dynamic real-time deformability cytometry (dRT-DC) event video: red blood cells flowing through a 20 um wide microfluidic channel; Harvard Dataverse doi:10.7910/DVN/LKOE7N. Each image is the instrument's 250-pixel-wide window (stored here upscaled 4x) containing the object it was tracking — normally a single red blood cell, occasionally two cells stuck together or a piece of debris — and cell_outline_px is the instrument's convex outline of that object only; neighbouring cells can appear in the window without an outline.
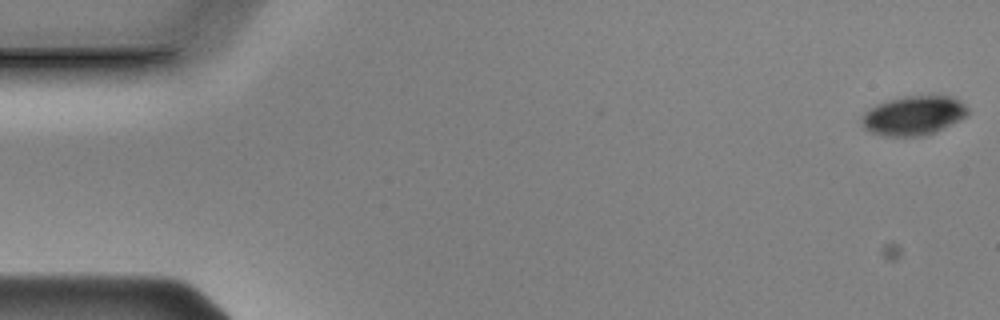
{"species": "Egyptian fruit bat (a non-hibernating species)", "species_latin": "Rousettus aegyptiacus", "temperature_condition": "cold", "stored_images_in_passage": 56, "camera_frame_rate_fps": 3000, "um_per_image_px": 0.085, "animal": {"sex": "male"}, "frame": {"image": 1, "passage_image": 1, "time_ms": 0.0, "image_size_px": [1000, 320], "cell_outline_px": [[968, 112], [964, 116], [924, 136], [884, 136], [872, 132], [864, 128], [860, 120], [860, 116], [868, 108], [876, 104], [888, 100], [908, 96], [952, 96], [960, 100], [968, 108]], "centroid_in_image_um": [77.57, 9.81], "position_along_channel_um": 7.4, "area_um2": 23.93}}
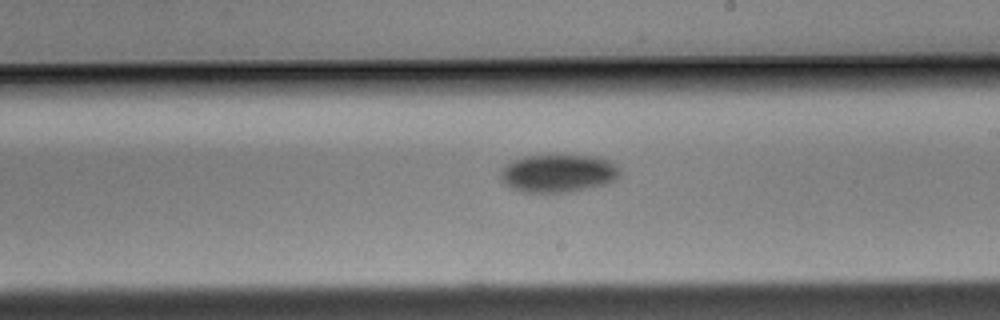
{"frame": {"image": 2, "passage_image": 32, "time_ms": 10.333, "image_size_px": [1000, 320], "cell_outline_px": [[620, 176], [616, 180], [608, 184], [568, 192], [520, 192], [504, 184], [500, 180], [500, 168], [512, 160], [524, 156], [552, 152], [596, 156], [612, 160], [620, 168]], "centroid_in_image_um": [47.45, 14.67], "position_along_channel_um": 241.5, "area_um2": 27.8}}
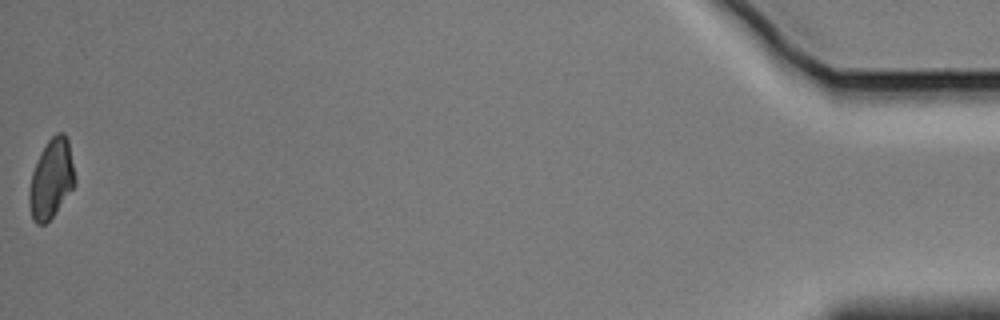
{"frame": {"image": 3, "passage_image": 56, "time_ms": 18.333, "image_size_px": [1000, 320], "cell_outline_px": [[76, 184], [52, 216], [44, 224], [36, 224], [32, 220], [28, 204], [28, 192], [32, 172], [48, 140], [56, 132], [64, 132], [68, 140], [76, 180]], "centroid_in_image_um": [4.35, 15.22], "position_along_channel_um": 430.8, "area_um2": 20.92}, "authors_computed_cell_mechanics": {"area_um2": 25.5476, "velocity_mm_per_s": 3.5924, "shape_relaxation_time_tau1_ms": 2.0667, "shape_relaxation_time_tau2_ms": null, "deformation_change_tau1": 0.0652, "deformation_change_tau2": null}}